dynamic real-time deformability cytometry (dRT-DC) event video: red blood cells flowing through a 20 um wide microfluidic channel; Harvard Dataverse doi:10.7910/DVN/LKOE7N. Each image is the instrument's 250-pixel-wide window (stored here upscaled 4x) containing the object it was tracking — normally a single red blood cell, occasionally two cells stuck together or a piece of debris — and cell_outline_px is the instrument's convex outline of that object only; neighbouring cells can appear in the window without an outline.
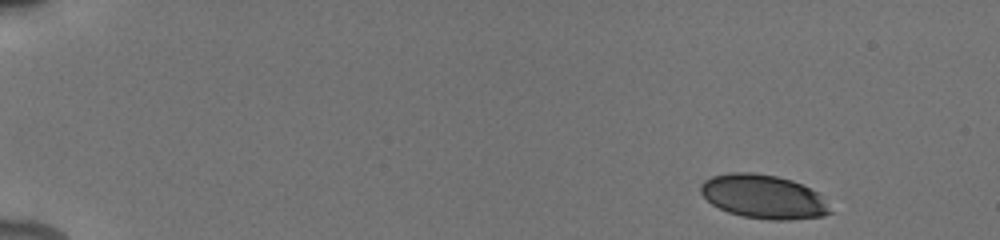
{"species": "human", "species_latin": "Homo sapiens", "temperature_condition": "cold", "stored_images_in_passage": 55, "camera_frame_rate_fps": 3000, "um_per_image_px": 0.085, "donor": {"sex": "male"}, "frame": {"image": 1, "passage_image": 1, "time_ms": 0.0, "image_size_px": [1000, 240], "cell_outline_px": [[832, 212], [824, 216], [788, 220], [768, 220], [744, 216], [728, 212], [712, 204], [700, 192], [700, 184], [704, 180], [712, 176], [728, 172], [752, 172], [776, 176], [792, 180], [824, 196]], "centroid_in_image_um": [64.9, 16.71], "position_along_channel_um": 20.1, "area_um2": 33.12}}
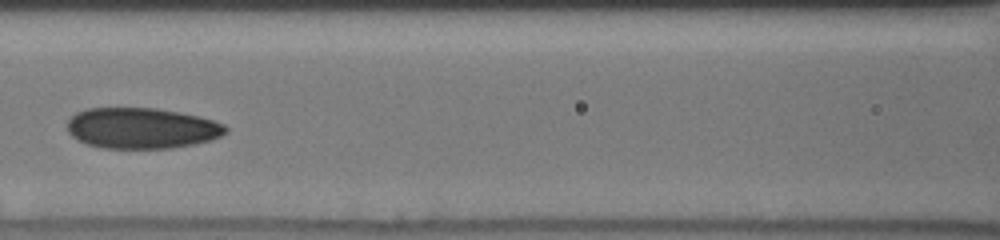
{"frame": {"image": 2, "passage_image": 26, "time_ms": 7.0, "image_size_px": [1000, 240], "cell_outline_px": [[228, 132], [212, 140], [196, 144], [172, 148], [104, 148], [84, 144], [72, 136], [68, 132], [68, 120], [76, 112], [88, 108], [156, 108], [180, 112], [212, 120], [224, 124], [228, 128]], "centroid_in_image_um": [12.05, 10.9], "position_along_channel_um": 154.6, "area_um2": 37.86}}
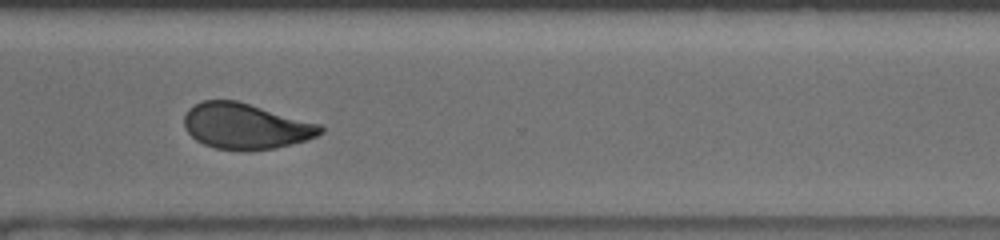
{"frame": {"image": 3, "passage_image": 44, "time_ms": 12.0, "image_size_px": [1000, 240], "cell_outline_px": [[324, 132], [316, 136], [292, 144], [276, 148], [216, 148], [204, 144], [196, 140], [184, 128], [184, 116], [188, 108], [204, 100], [236, 100], [320, 124], [324, 128]], "centroid_in_image_um": [20.86, 10.69], "position_along_channel_um": 349.7, "area_um2": 35.55}, "authors_computed_cell_mechanics": {"area_um2": 36.2984, "velocity_mm_per_s": 3.9094, "shape_relaxation_time_tau1_ms": 10.5506, "shape_relaxation_time_tau2_ms": 1.9009, "deformation_change_tau1": 0.2092, "deformation_change_tau2": 0.0657}}